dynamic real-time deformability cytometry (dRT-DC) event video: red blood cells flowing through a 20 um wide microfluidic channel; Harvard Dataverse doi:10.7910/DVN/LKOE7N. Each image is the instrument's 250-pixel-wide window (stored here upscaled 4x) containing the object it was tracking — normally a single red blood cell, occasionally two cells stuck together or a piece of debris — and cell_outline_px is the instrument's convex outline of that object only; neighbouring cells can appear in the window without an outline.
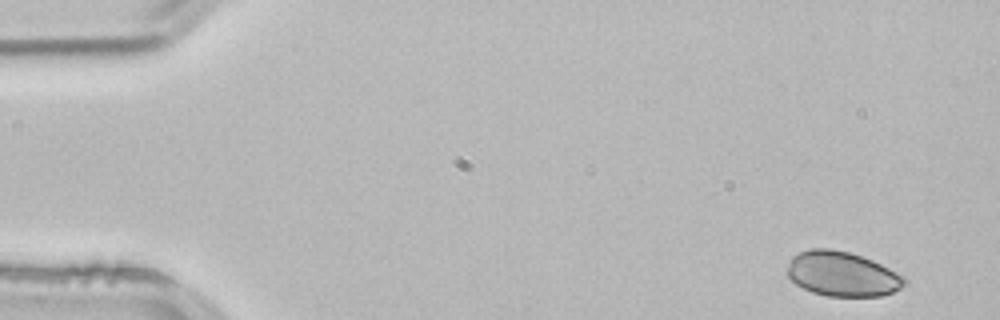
{"species": "common noctule bat (a hibernating species)", "species_latin": "Nyctalus noctula", "temperature_condition": "room temperature", "stored_images_in_passage": 4, "camera_frame_rate_fps": 3000, "um_per_image_px": 0.085, "animal": {"sex": "male", "body_mass_g": 21.5, "forearm_length_mm": 52.0}, "frame": {"image": 1, "passage_image": 1, "time_ms": 0.0, "image_size_px": [1000, 320], "cell_outline_px": [[908, 284], [892, 292], [880, 296], [828, 296], [812, 292], [796, 284], [788, 276], [788, 268], [792, 256], [800, 252], [812, 248], [832, 248], [848, 252], [872, 260], [904, 276], [908, 280]], "centroid_in_image_um": [71.61, 23.29], "position_along_channel_um": 13.4, "area_um2": 30.4}}